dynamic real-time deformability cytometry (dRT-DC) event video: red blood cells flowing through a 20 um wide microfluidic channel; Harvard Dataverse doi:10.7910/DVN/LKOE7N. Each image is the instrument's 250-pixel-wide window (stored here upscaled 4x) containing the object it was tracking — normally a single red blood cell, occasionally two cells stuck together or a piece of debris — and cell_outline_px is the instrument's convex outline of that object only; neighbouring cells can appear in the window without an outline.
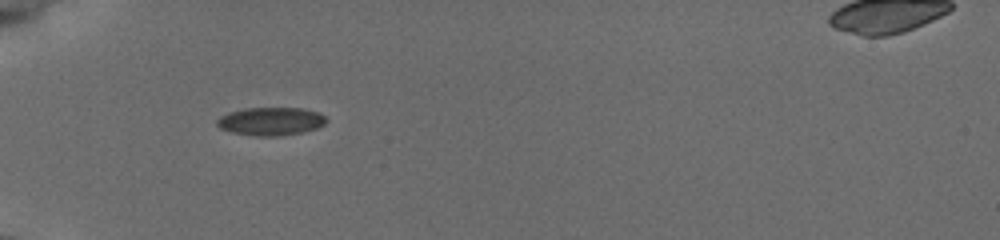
{"species": "common noctule bat (a hibernating species)", "species_latin": "Nyctalus noctula", "temperature_condition": "cold", "stored_images_in_passage": 37, "camera_frame_rate_fps": 3000, "um_per_image_px": 0.085, "animal": {"sex": "female", "body_mass_g": 19.5, "forearm_length_mm": 54.1}, "frame": {"image": 1, "passage_image": 1, "time_ms": 0.0, "image_size_px": [1000, 240], "cell_outline_px": [[328, 120], [324, 124], [316, 128], [300, 132], [280, 136], [256, 136], [232, 132], [220, 128], [216, 124], [216, 120], [220, 116], [228, 112], [244, 108], [304, 108], [320, 112]], "centroid_in_image_um": [23.01, 10.3], "position_along_channel_um": 62.0, "area_um2": 17.98}}
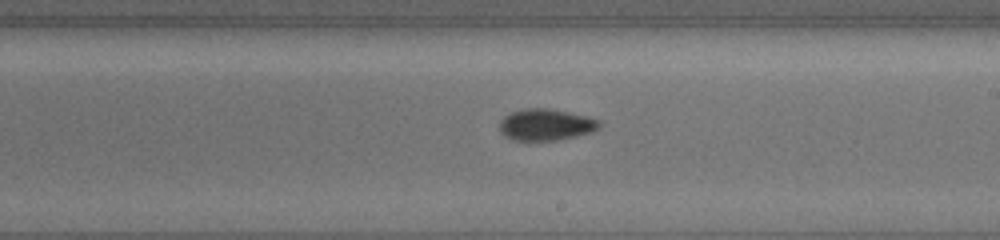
{"frame": {"image": 2, "passage_image": 16, "time_ms": 5.0, "image_size_px": [1000, 240], "cell_outline_px": [[600, 124], [592, 132], [576, 136], [556, 140], [512, 140], [504, 136], [500, 132], [500, 120], [504, 116], [512, 112], [524, 108], [552, 108], [588, 116], [600, 120]], "centroid_in_image_um": [46.38, 10.58], "position_along_channel_um": 242.6, "area_um2": 18.44}}
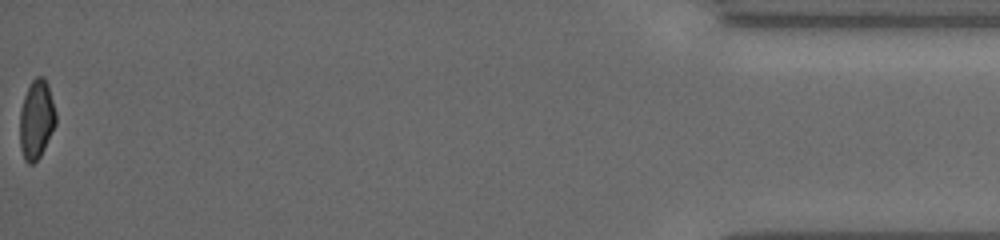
{"frame": {"image": 3, "passage_image": 37, "time_ms": 12.0, "image_size_px": [1000, 240], "cell_outline_px": [[56, 124], [40, 156], [32, 164], [28, 164], [24, 160], [20, 148], [20, 112], [24, 96], [32, 80], [36, 76], [44, 76], [48, 84], [56, 112]], "centroid_in_image_um": [3.1, 10.15], "position_along_channel_um": 432.1, "area_um2": 16.59}, "authors_computed_cell_mechanics": {"area_um2": 17.9758, "velocity_mm_per_s": 3.841, "shape_relaxation_time_tau1_ms": 7.3712, "shape_relaxation_time_tau2_ms": 3.0464, "deformation_change_tau1": 0.1409, "deformation_change_tau2": 0.0597}}